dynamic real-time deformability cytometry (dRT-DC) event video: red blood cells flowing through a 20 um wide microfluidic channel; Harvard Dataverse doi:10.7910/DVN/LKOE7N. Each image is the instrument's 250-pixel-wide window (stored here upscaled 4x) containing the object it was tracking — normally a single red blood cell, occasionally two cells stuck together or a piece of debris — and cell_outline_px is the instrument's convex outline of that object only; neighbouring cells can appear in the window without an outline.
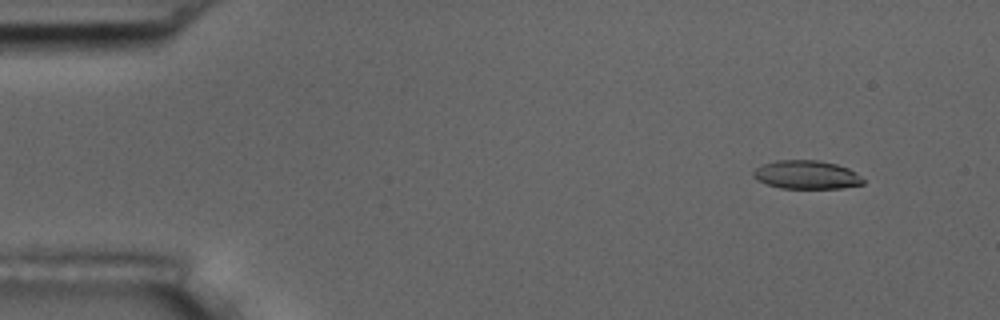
{"species": "common noctule bat (a hibernating species)", "species_latin": "Nyctalus noctula", "temperature_condition": "room temperature", "stored_images_in_passage": 6, "camera_frame_rate_fps": 3000, "um_per_image_px": 0.085, "animal": {"sex": "male", "body_mass_g": 17.5, "forearm_length_mm": 52.3}, "frame": {"image": 1, "passage_image": 2, "time_ms": 1.0, "image_size_px": [1000, 320], "cell_outline_px": [[864, 184], [840, 188], [780, 188], [756, 180], [752, 176], [752, 172], [756, 168], [764, 164], [776, 160], [820, 160], [836, 164], [848, 168], [856, 172], [864, 180]], "centroid_in_image_um": [68.55, 14.85], "position_along_channel_um": 16.5, "area_um2": 18.26}}